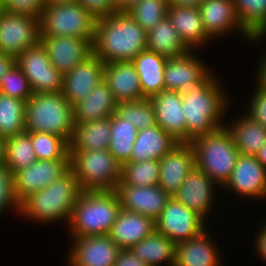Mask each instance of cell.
<instances>
[{
	"label": "cell",
	"mask_w": 266,
	"mask_h": 266,
	"mask_svg": "<svg viewBox=\"0 0 266 266\" xmlns=\"http://www.w3.org/2000/svg\"><path fill=\"white\" fill-rule=\"evenodd\" d=\"M167 0H139L126 12L147 32L167 16Z\"/></svg>",
	"instance_id": "60d3db41"
},
{
	"label": "cell",
	"mask_w": 266,
	"mask_h": 266,
	"mask_svg": "<svg viewBox=\"0 0 266 266\" xmlns=\"http://www.w3.org/2000/svg\"><path fill=\"white\" fill-rule=\"evenodd\" d=\"M206 33L213 39L240 35L254 45L255 38L241 25L232 0H204L199 6Z\"/></svg>",
	"instance_id": "4fadbf2b"
},
{
	"label": "cell",
	"mask_w": 266,
	"mask_h": 266,
	"mask_svg": "<svg viewBox=\"0 0 266 266\" xmlns=\"http://www.w3.org/2000/svg\"><path fill=\"white\" fill-rule=\"evenodd\" d=\"M217 187L219 186L207 174L194 166L173 197L195 211L207 222L210 220V211L211 214L213 212L212 208L217 210L214 208L215 201H217V190H219Z\"/></svg>",
	"instance_id": "9a60e30c"
},
{
	"label": "cell",
	"mask_w": 266,
	"mask_h": 266,
	"mask_svg": "<svg viewBox=\"0 0 266 266\" xmlns=\"http://www.w3.org/2000/svg\"><path fill=\"white\" fill-rule=\"evenodd\" d=\"M0 93L24 101L32 96L30 83L16 62L2 77Z\"/></svg>",
	"instance_id": "b9f144b4"
},
{
	"label": "cell",
	"mask_w": 266,
	"mask_h": 266,
	"mask_svg": "<svg viewBox=\"0 0 266 266\" xmlns=\"http://www.w3.org/2000/svg\"><path fill=\"white\" fill-rule=\"evenodd\" d=\"M115 113L133 124L138 130L156 125V116L150 99L117 103Z\"/></svg>",
	"instance_id": "74e56055"
},
{
	"label": "cell",
	"mask_w": 266,
	"mask_h": 266,
	"mask_svg": "<svg viewBox=\"0 0 266 266\" xmlns=\"http://www.w3.org/2000/svg\"><path fill=\"white\" fill-rule=\"evenodd\" d=\"M78 3L96 19L116 12L114 0H78Z\"/></svg>",
	"instance_id": "bcb514c9"
},
{
	"label": "cell",
	"mask_w": 266,
	"mask_h": 266,
	"mask_svg": "<svg viewBox=\"0 0 266 266\" xmlns=\"http://www.w3.org/2000/svg\"><path fill=\"white\" fill-rule=\"evenodd\" d=\"M139 0H114L116 12H126Z\"/></svg>",
	"instance_id": "f5cc1de1"
},
{
	"label": "cell",
	"mask_w": 266,
	"mask_h": 266,
	"mask_svg": "<svg viewBox=\"0 0 266 266\" xmlns=\"http://www.w3.org/2000/svg\"><path fill=\"white\" fill-rule=\"evenodd\" d=\"M114 266H148L137 257L130 249H121Z\"/></svg>",
	"instance_id": "c3c4849f"
},
{
	"label": "cell",
	"mask_w": 266,
	"mask_h": 266,
	"mask_svg": "<svg viewBox=\"0 0 266 266\" xmlns=\"http://www.w3.org/2000/svg\"><path fill=\"white\" fill-rule=\"evenodd\" d=\"M175 247L169 238L155 229L130 250L148 266H174Z\"/></svg>",
	"instance_id": "d6a6232c"
},
{
	"label": "cell",
	"mask_w": 266,
	"mask_h": 266,
	"mask_svg": "<svg viewBox=\"0 0 266 266\" xmlns=\"http://www.w3.org/2000/svg\"><path fill=\"white\" fill-rule=\"evenodd\" d=\"M241 25L256 39L266 37V0H232ZM262 40V41H261Z\"/></svg>",
	"instance_id": "e575fe53"
},
{
	"label": "cell",
	"mask_w": 266,
	"mask_h": 266,
	"mask_svg": "<svg viewBox=\"0 0 266 266\" xmlns=\"http://www.w3.org/2000/svg\"><path fill=\"white\" fill-rule=\"evenodd\" d=\"M96 22L97 19L78 2L47 3L40 18V37H78L93 45Z\"/></svg>",
	"instance_id": "ba28073f"
},
{
	"label": "cell",
	"mask_w": 266,
	"mask_h": 266,
	"mask_svg": "<svg viewBox=\"0 0 266 266\" xmlns=\"http://www.w3.org/2000/svg\"><path fill=\"white\" fill-rule=\"evenodd\" d=\"M104 62L94 53L63 76L62 94L74 106L104 80Z\"/></svg>",
	"instance_id": "ffe728a7"
},
{
	"label": "cell",
	"mask_w": 266,
	"mask_h": 266,
	"mask_svg": "<svg viewBox=\"0 0 266 266\" xmlns=\"http://www.w3.org/2000/svg\"><path fill=\"white\" fill-rule=\"evenodd\" d=\"M194 52L197 51L190 50L178 57L168 58L164 68L165 90L185 95L212 70Z\"/></svg>",
	"instance_id": "e0dca14e"
},
{
	"label": "cell",
	"mask_w": 266,
	"mask_h": 266,
	"mask_svg": "<svg viewBox=\"0 0 266 266\" xmlns=\"http://www.w3.org/2000/svg\"><path fill=\"white\" fill-rule=\"evenodd\" d=\"M226 193L242 200H266V168L255 156L239 155L235 168L223 186ZM237 196V197H236Z\"/></svg>",
	"instance_id": "7c38bea8"
},
{
	"label": "cell",
	"mask_w": 266,
	"mask_h": 266,
	"mask_svg": "<svg viewBox=\"0 0 266 266\" xmlns=\"http://www.w3.org/2000/svg\"><path fill=\"white\" fill-rule=\"evenodd\" d=\"M37 160L70 159L69 144L61 137L42 132H31Z\"/></svg>",
	"instance_id": "ab89813d"
},
{
	"label": "cell",
	"mask_w": 266,
	"mask_h": 266,
	"mask_svg": "<svg viewBox=\"0 0 266 266\" xmlns=\"http://www.w3.org/2000/svg\"><path fill=\"white\" fill-rule=\"evenodd\" d=\"M13 210L19 216L20 202L15 194L14 174L3 164L0 166V218L6 210ZM18 213V214H17Z\"/></svg>",
	"instance_id": "7bdbcfd3"
},
{
	"label": "cell",
	"mask_w": 266,
	"mask_h": 266,
	"mask_svg": "<svg viewBox=\"0 0 266 266\" xmlns=\"http://www.w3.org/2000/svg\"><path fill=\"white\" fill-rule=\"evenodd\" d=\"M5 162V138L0 135V166Z\"/></svg>",
	"instance_id": "11a10c76"
},
{
	"label": "cell",
	"mask_w": 266,
	"mask_h": 266,
	"mask_svg": "<svg viewBox=\"0 0 266 266\" xmlns=\"http://www.w3.org/2000/svg\"><path fill=\"white\" fill-rule=\"evenodd\" d=\"M254 85V89L248 99V105H246L248 109L246 108L247 111H244L248 117L266 128V93L255 82Z\"/></svg>",
	"instance_id": "f6af8a7d"
},
{
	"label": "cell",
	"mask_w": 266,
	"mask_h": 266,
	"mask_svg": "<svg viewBox=\"0 0 266 266\" xmlns=\"http://www.w3.org/2000/svg\"><path fill=\"white\" fill-rule=\"evenodd\" d=\"M138 129L127 120L121 119L116 113L111 116V134L108 150L123 165L130 162V156Z\"/></svg>",
	"instance_id": "836d02e7"
},
{
	"label": "cell",
	"mask_w": 266,
	"mask_h": 266,
	"mask_svg": "<svg viewBox=\"0 0 266 266\" xmlns=\"http://www.w3.org/2000/svg\"><path fill=\"white\" fill-rule=\"evenodd\" d=\"M37 160L31 132H23L5 138V162L10 170L15 174L17 171L27 168Z\"/></svg>",
	"instance_id": "d590c367"
},
{
	"label": "cell",
	"mask_w": 266,
	"mask_h": 266,
	"mask_svg": "<svg viewBox=\"0 0 266 266\" xmlns=\"http://www.w3.org/2000/svg\"><path fill=\"white\" fill-rule=\"evenodd\" d=\"M206 228L196 237L176 244L174 266H222L223 255L215 235ZM216 242V243H215ZM222 255V256H221Z\"/></svg>",
	"instance_id": "7402d4cb"
},
{
	"label": "cell",
	"mask_w": 266,
	"mask_h": 266,
	"mask_svg": "<svg viewBox=\"0 0 266 266\" xmlns=\"http://www.w3.org/2000/svg\"><path fill=\"white\" fill-rule=\"evenodd\" d=\"M180 142L159 125L138 130L130 162L159 161Z\"/></svg>",
	"instance_id": "4316f807"
},
{
	"label": "cell",
	"mask_w": 266,
	"mask_h": 266,
	"mask_svg": "<svg viewBox=\"0 0 266 266\" xmlns=\"http://www.w3.org/2000/svg\"><path fill=\"white\" fill-rule=\"evenodd\" d=\"M194 166L191 144L180 142L159 160V187L173 197Z\"/></svg>",
	"instance_id": "44dd1931"
},
{
	"label": "cell",
	"mask_w": 266,
	"mask_h": 266,
	"mask_svg": "<svg viewBox=\"0 0 266 266\" xmlns=\"http://www.w3.org/2000/svg\"><path fill=\"white\" fill-rule=\"evenodd\" d=\"M225 126L231 132L240 155L255 156L266 142V128L252 120L244 112L242 115L238 114L233 117L230 122L226 120Z\"/></svg>",
	"instance_id": "f546056e"
},
{
	"label": "cell",
	"mask_w": 266,
	"mask_h": 266,
	"mask_svg": "<svg viewBox=\"0 0 266 266\" xmlns=\"http://www.w3.org/2000/svg\"><path fill=\"white\" fill-rule=\"evenodd\" d=\"M201 216L171 197L155 220V229L175 245L196 237L208 226Z\"/></svg>",
	"instance_id": "30bf717a"
},
{
	"label": "cell",
	"mask_w": 266,
	"mask_h": 266,
	"mask_svg": "<svg viewBox=\"0 0 266 266\" xmlns=\"http://www.w3.org/2000/svg\"><path fill=\"white\" fill-rule=\"evenodd\" d=\"M257 70L255 72V84L266 93V59L261 55L257 63Z\"/></svg>",
	"instance_id": "681fc988"
},
{
	"label": "cell",
	"mask_w": 266,
	"mask_h": 266,
	"mask_svg": "<svg viewBox=\"0 0 266 266\" xmlns=\"http://www.w3.org/2000/svg\"><path fill=\"white\" fill-rule=\"evenodd\" d=\"M111 134V117L106 119L75 123L69 151L108 150Z\"/></svg>",
	"instance_id": "4dcf8cb0"
},
{
	"label": "cell",
	"mask_w": 266,
	"mask_h": 266,
	"mask_svg": "<svg viewBox=\"0 0 266 266\" xmlns=\"http://www.w3.org/2000/svg\"><path fill=\"white\" fill-rule=\"evenodd\" d=\"M122 209L152 218L159 217L171 198L159 185L139 187L119 182L115 189Z\"/></svg>",
	"instance_id": "ac0fdd59"
},
{
	"label": "cell",
	"mask_w": 266,
	"mask_h": 266,
	"mask_svg": "<svg viewBox=\"0 0 266 266\" xmlns=\"http://www.w3.org/2000/svg\"><path fill=\"white\" fill-rule=\"evenodd\" d=\"M255 158L266 168V142L261 146L255 155Z\"/></svg>",
	"instance_id": "db71d44e"
},
{
	"label": "cell",
	"mask_w": 266,
	"mask_h": 266,
	"mask_svg": "<svg viewBox=\"0 0 266 266\" xmlns=\"http://www.w3.org/2000/svg\"><path fill=\"white\" fill-rule=\"evenodd\" d=\"M146 37V49L167 58L178 57L190 51L168 16L147 31Z\"/></svg>",
	"instance_id": "1f68e13d"
},
{
	"label": "cell",
	"mask_w": 266,
	"mask_h": 266,
	"mask_svg": "<svg viewBox=\"0 0 266 266\" xmlns=\"http://www.w3.org/2000/svg\"><path fill=\"white\" fill-rule=\"evenodd\" d=\"M68 266H114L121 250L108 235L71 238Z\"/></svg>",
	"instance_id": "5bb4252c"
},
{
	"label": "cell",
	"mask_w": 266,
	"mask_h": 266,
	"mask_svg": "<svg viewBox=\"0 0 266 266\" xmlns=\"http://www.w3.org/2000/svg\"><path fill=\"white\" fill-rule=\"evenodd\" d=\"M167 60V57L146 49L131 61L139 75L144 98L150 99L165 90L164 68Z\"/></svg>",
	"instance_id": "f1b7e54d"
},
{
	"label": "cell",
	"mask_w": 266,
	"mask_h": 266,
	"mask_svg": "<svg viewBox=\"0 0 266 266\" xmlns=\"http://www.w3.org/2000/svg\"><path fill=\"white\" fill-rule=\"evenodd\" d=\"M265 222L266 220L263 219ZM265 222H262L263 224L259 225V230L255 229L256 233L254 234V241L252 246L255 250V255L258 257V258H261V260L264 262H266V223ZM255 243V244H254Z\"/></svg>",
	"instance_id": "7dc6e473"
},
{
	"label": "cell",
	"mask_w": 266,
	"mask_h": 266,
	"mask_svg": "<svg viewBox=\"0 0 266 266\" xmlns=\"http://www.w3.org/2000/svg\"><path fill=\"white\" fill-rule=\"evenodd\" d=\"M104 81L118 103L144 99L139 75L131 61L106 63Z\"/></svg>",
	"instance_id": "d4e9b609"
},
{
	"label": "cell",
	"mask_w": 266,
	"mask_h": 266,
	"mask_svg": "<svg viewBox=\"0 0 266 266\" xmlns=\"http://www.w3.org/2000/svg\"><path fill=\"white\" fill-rule=\"evenodd\" d=\"M190 144L194 150L195 166L221 189L230 178L240 155L229 129L219 127L195 138Z\"/></svg>",
	"instance_id": "8992f818"
},
{
	"label": "cell",
	"mask_w": 266,
	"mask_h": 266,
	"mask_svg": "<svg viewBox=\"0 0 266 266\" xmlns=\"http://www.w3.org/2000/svg\"><path fill=\"white\" fill-rule=\"evenodd\" d=\"M78 0H46V3L58 4V3H74Z\"/></svg>",
	"instance_id": "9f6ffc18"
},
{
	"label": "cell",
	"mask_w": 266,
	"mask_h": 266,
	"mask_svg": "<svg viewBox=\"0 0 266 266\" xmlns=\"http://www.w3.org/2000/svg\"><path fill=\"white\" fill-rule=\"evenodd\" d=\"M204 0H167L168 6H185L199 8Z\"/></svg>",
	"instance_id": "816d5d0a"
},
{
	"label": "cell",
	"mask_w": 266,
	"mask_h": 266,
	"mask_svg": "<svg viewBox=\"0 0 266 266\" xmlns=\"http://www.w3.org/2000/svg\"><path fill=\"white\" fill-rule=\"evenodd\" d=\"M46 0H1L2 9L12 14L41 18Z\"/></svg>",
	"instance_id": "ee69618b"
},
{
	"label": "cell",
	"mask_w": 266,
	"mask_h": 266,
	"mask_svg": "<svg viewBox=\"0 0 266 266\" xmlns=\"http://www.w3.org/2000/svg\"><path fill=\"white\" fill-rule=\"evenodd\" d=\"M51 64L63 75L73 70L93 53L92 44L71 36L40 37Z\"/></svg>",
	"instance_id": "d6986e66"
},
{
	"label": "cell",
	"mask_w": 266,
	"mask_h": 266,
	"mask_svg": "<svg viewBox=\"0 0 266 266\" xmlns=\"http://www.w3.org/2000/svg\"><path fill=\"white\" fill-rule=\"evenodd\" d=\"M2 11H3V9H2L1 0H0V14Z\"/></svg>",
	"instance_id": "6f0895ef"
},
{
	"label": "cell",
	"mask_w": 266,
	"mask_h": 266,
	"mask_svg": "<svg viewBox=\"0 0 266 266\" xmlns=\"http://www.w3.org/2000/svg\"><path fill=\"white\" fill-rule=\"evenodd\" d=\"M147 32L127 13L114 12L97 19L93 53L104 64L132 61L146 50Z\"/></svg>",
	"instance_id": "7a4b0ae2"
},
{
	"label": "cell",
	"mask_w": 266,
	"mask_h": 266,
	"mask_svg": "<svg viewBox=\"0 0 266 266\" xmlns=\"http://www.w3.org/2000/svg\"><path fill=\"white\" fill-rule=\"evenodd\" d=\"M40 42V18L12 14H0V52L15 59L27 48Z\"/></svg>",
	"instance_id": "8fae6325"
},
{
	"label": "cell",
	"mask_w": 266,
	"mask_h": 266,
	"mask_svg": "<svg viewBox=\"0 0 266 266\" xmlns=\"http://www.w3.org/2000/svg\"><path fill=\"white\" fill-rule=\"evenodd\" d=\"M15 62L27 77L33 94L62 92L64 75L51 64L41 42L27 48Z\"/></svg>",
	"instance_id": "9c48e42d"
},
{
	"label": "cell",
	"mask_w": 266,
	"mask_h": 266,
	"mask_svg": "<svg viewBox=\"0 0 266 266\" xmlns=\"http://www.w3.org/2000/svg\"><path fill=\"white\" fill-rule=\"evenodd\" d=\"M70 169L81 191H114L122 178V165L109 150L69 151Z\"/></svg>",
	"instance_id": "52a82bcc"
},
{
	"label": "cell",
	"mask_w": 266,
	"mask_h": 266,
	"mask_svg": "<svg viewBox=\"0 0 266 266\" xmlns=\"http://www.w3.org/2000/svg\"><path fill=\"white\" fill-rule=\"evenodd\" d=\"M70 170V159L36 160L14 174L15 194L19 202L44 189Z\"/></svg>",
	"instance_id": "2e32d148"
},
{
	"label": "cell",
	"mask_w": 266,
	"mask_h": 266,
	"mask_svg": "<svg viewBox=\"0 0 266 266\" xmlns=\"http://www.w3.org/2000/svg\"><path fill=\"white\" fill-rule=\"evenodd\" d=\"M215 73L211 70L185 95H182L187 143L225 126V117L226 115L228 117L227 111L230 108L228 106H231L232 95H228L229 92L225 90L223 82Z\"/></svg>",
	"instance_id": "6da1fadb"
},
{
	"label": "cell",
	"mask_w": 266,
	"mask_h": 266,
	"mask_svg": "<svg viewBox=\"0 0 266 266\" xmlns=\"http://www.w3.org/2000/svg\"><path fill=\"white\" fill-rule=\"evenodd\" d=\"M26 101L0 93V135L4 138L25 132Z\"/></svg>",
	"instance_id": "8d00e7d4"
},
{
	"label": "cell",
	"mask_w": 266,
	"mask_h": 266,
	"mask_svg": "<svg viewBox=\"0 0 266 266\" xmlns=\"http://www.w3.org/2000/svg\"><path fill=\"white\" fill-rule=\"evenodd\" d=\"M154 230L152 218L121 209L108 236L120 249H131Z\"/></svg>",
	"instance_id": "484cf974"
},
{
	"label": "cell",
	"mask_w": 266,
	"mask_h": 266,
	"mask_svg": "<svg viewBox=\"0 0 266 266\" xmlns=\"http://www.w3.org/2000/svg\"><path fill=\"white\" fill-rule=\"evenodd\" d=\"M113 93L103 80L88 94L73 106L74 122L85 123L106 119L115 113L117 107Z\"/></svg>",
	"instance_id": "83f0119b"
},
{
	"label": "cell",
	"mask_w": 266,
	"mask_h": 266,
	"mask_svg": "<svg viewBox=\"0 0 266 266\" xmlns=\"http://www.w3.org/2000/svg\"><path fill=\"white\" fill-rule=\"evenodd\" d=\"M122 209L116 191H81L67 224L71 238L108 235Z\"/></svg>",
	"instance_id": "277c9868"
},
{
	"label": "cell",
	"mask_w": 266,
	"mask_h": 266,
	"mask_svg": "<svg viewBox=\"0 0 266 266\" xmlns=\"http://www.w3.org/2000/svg\"><path fill=\"white\" fill-rule=\"evenodd\" d=\"M156 124L177 141L186 142V120L183 114L182 95L177 91H161L150 98Z\"/></svg>",
	"instance_id": "603a6c76"
},
{
	"label": "cell",
	"mask_w": 266,
	"mask_h": 266,
	"mask_svg": "<svg viewBox=\"0 0 266 266\" xmlns=\"http://www.w3.org/2000/svg\"><path fill=\"white\" fill-rule=\"evenodd\" d=\"M167 16L190 50H201L214 41L206 33L199 8L168 6Z\"/></svg>",
	"instance_id": "cb8c5ba5"
},
{
	"label": "cell",
	"mask_w": 266,
	"mask_h": 266,
	"mask_svg": "<svg viewBox=\"0 0 266 266\" xmlns=\"http://www.w3.org/2000/svg\"><path fill=\"white\" fill-rule=\"evenodd\" d=\"M74 128L73 106L61 92L35 93L26 101V132L54 134L70 144Z\"/></svg>",
	"instance_id": "5b68a950"
},
{
	"label": "cell",
	"mask_w": 266,
	"mask_h": 266,
	"mask_svg": "<svg viewBox=\"0 0 266 266\" xmlns=\"http://www.w3.org/2000/svg\"><path fill=\"white\" fill-rule=\"evenodd\" d=\"M124 184L147 187L159 183V161L126 162L122 165V178Z\"/></svg>",
	"instance_id": "f35d334b"
},
{
	"label": "cell",
	"mask_w": 266,
	"mask_h": 266,
	"mask_svg": "<svg viewBox=\"0 0 266 266\" xmlns=\"http://www.w3.org/2000/svg\"><path fill=\"white\" fill-rule=\"evenodd\" d=\"M81 190L70 169L61 178L44 189L28 195L20 202L19 216L33 223L56 224L59 221L67 226L73 207Z\"/></svg>",
	"instance_id": "3957f363"
},
{
	"label": "cell",
	"mask_w": 266,
	"mask_h": 266,
	"mask_svg": "<svg viewBox=\"0 0 266 266\" xmlns=\"http://www.w3.org/2000/svg\"><path fill=\"white\" fill-rule=\"evenodd\" d=\"M15 58L13 56L0 52V81L4 74L14 65Z\"/></svg>",
	"instance_id": "f907efd6"
}]
</instances>
